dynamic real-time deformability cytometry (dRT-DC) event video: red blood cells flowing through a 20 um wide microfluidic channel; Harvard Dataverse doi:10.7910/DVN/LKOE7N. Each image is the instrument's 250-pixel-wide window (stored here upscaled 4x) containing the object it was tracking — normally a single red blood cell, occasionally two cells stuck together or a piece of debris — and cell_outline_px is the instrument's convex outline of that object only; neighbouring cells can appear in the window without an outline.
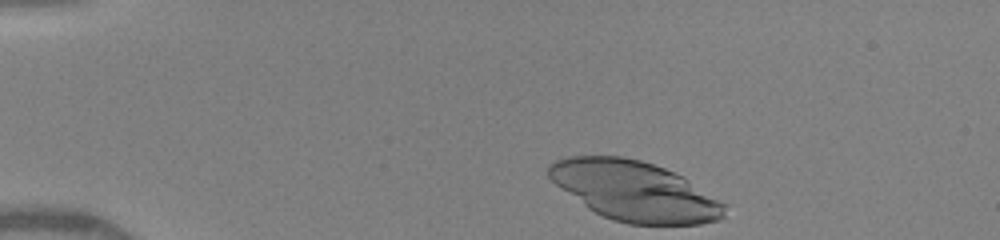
{"species": "human", "species_latin": "Homo sapiens", "temperature_condition": "warm", "stored_images_in_passage": 5, "camera_frame_rate_fps": 3000, "um_per_image_px": 0.085, "donor": {"sex": "female"}, "frame": {"image": 1, "passage_image": 1, "time_ms": 0.0, "image_size_px": [1000, 240], "cell_outline_px": [[728, 204], [724, 216], [720, 220], [700, 224], [628, 224], [612, 220], [588, 208], [556, 184], [548, 176], [548, 164], [556, 160], [568, 156], [620, 156], [640, 160], [664, 168], [684, 176]], "centroid_in_image_um": [54.0, 16.24], "position_along_channel_um": 31.0, "area_um2": 61.27}}